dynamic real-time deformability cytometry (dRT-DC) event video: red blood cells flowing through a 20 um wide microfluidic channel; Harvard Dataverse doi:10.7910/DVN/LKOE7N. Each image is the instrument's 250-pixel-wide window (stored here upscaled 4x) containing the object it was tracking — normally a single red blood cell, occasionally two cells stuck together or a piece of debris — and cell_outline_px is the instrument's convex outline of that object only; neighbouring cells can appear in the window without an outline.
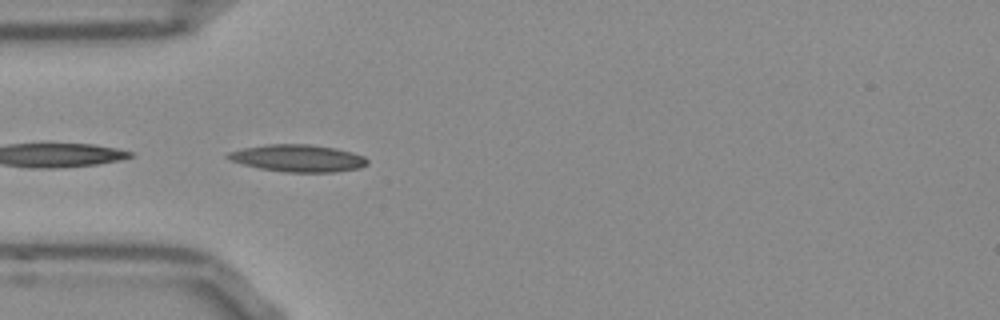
{"species": "Egyptian fruit bat (a non-hibernating species)", "species_latin": "Rousettus aegyptiacus", "temperature_condition": "room temperature", "stored_images_in_passage": 3, "camera_frame_rate_fps": 3000, "um_per_image_px": 0.085, "frame": {"image": 1, "passage_image": 1, "time_ms": 0.0, "image_size_px": [1000, 320], "cell_outline_px": [[368, 164], [360, 168], [336, 172], [284, 172], [260, 168], [244, 164], [232, 160], [224, 156], [228, 152], [244, 148], [268, 144], [308, 144], [336, 148], [352, 152], [364, 156], [368, 160]], "centroid_in_image_um": [25.36, 13.45], "position_along_channel_um": 59.6, "area_um2": 22.02}}